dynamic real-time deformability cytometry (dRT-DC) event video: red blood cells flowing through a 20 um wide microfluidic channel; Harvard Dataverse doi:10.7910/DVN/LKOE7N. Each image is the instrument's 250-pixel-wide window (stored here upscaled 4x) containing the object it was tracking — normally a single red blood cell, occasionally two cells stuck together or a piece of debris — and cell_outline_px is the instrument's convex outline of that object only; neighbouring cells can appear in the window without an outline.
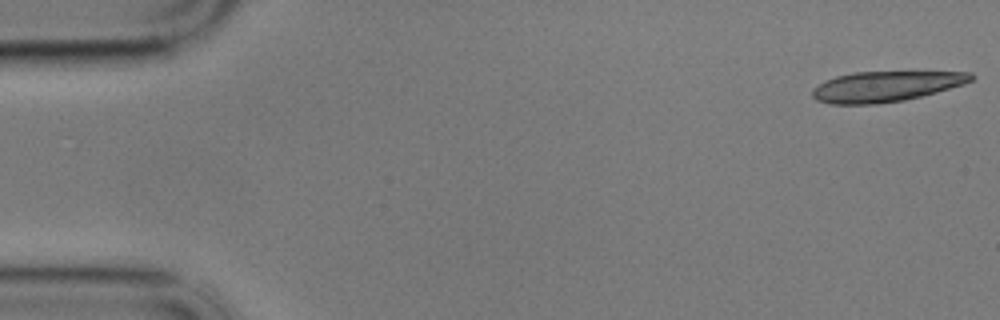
{"species": "common noctule bat (a hibernating species)", "species_latin": "Nyctalus noctula", "temperature_condition": "cold", "stored_images_in_passage": 7, "camera_frame_rate_fps": 3000, "um_per_image_px": 0.085, "animal": {"sex": "male", "body_mass_g": 17.9}, "frame": {"image": 1, "passage_image": 1, "time_ms": 0.0, "image_size_px": [1000, 320], "cell_outline_px": [[976, 76], [972, 80], [964, 84], [936, 92], [904, 100], [876, 104], [832, 104], [816, 100], [812, 96], [812, 88], [836, 76], [856, 72], [972, 72]], "centroid_in_image_um": [75.3, 7.35], "position_along_channel_um": 9.7, "area_um2": 27.92}}